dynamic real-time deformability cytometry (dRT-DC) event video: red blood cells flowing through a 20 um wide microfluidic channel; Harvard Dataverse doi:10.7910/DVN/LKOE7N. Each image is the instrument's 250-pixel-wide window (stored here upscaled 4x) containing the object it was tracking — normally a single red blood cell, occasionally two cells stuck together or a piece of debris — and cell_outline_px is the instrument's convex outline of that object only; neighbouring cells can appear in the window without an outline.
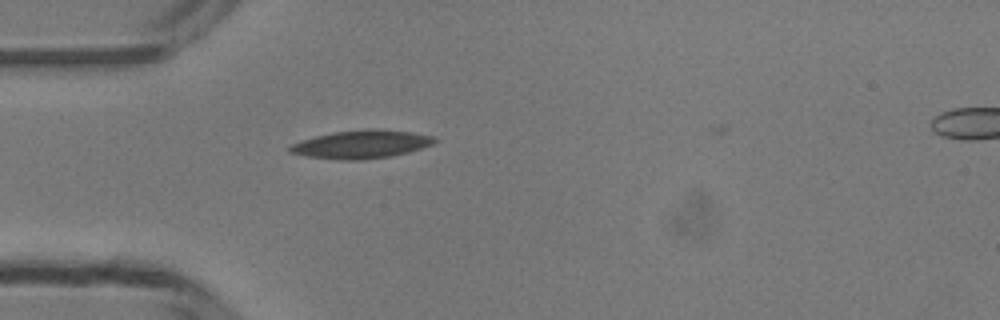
{"species": "common noctule bat (a hibernating species)", "species_latin": "Nyctalus noctula", "temperature_condition": "room temperature", "stored_images_in_passage": 36, "camera_frame_rate_fps": 3000, "um_per_image_px": 0.085, "animal": {"sex": "male", "body_mass_g": 13.3}, "frame": {"image": 1, "passage_image": 1, "time_ms": 0.0, "image_size_px": [1000, 320], "cell_outline_px": [[440, 140], [432, 144], [408, 152], [392, 156], [360, 160], [340, 160], [308, 156], [288, 152], [288, 148], [292, 144], [300, 140], [332, 132], [368, 128], [412, 132], [432, 136]], "centroid_in_image_um": [30.71, 12.26], "position_along_channel_um": 54.3, "area_um2": 23.76}}
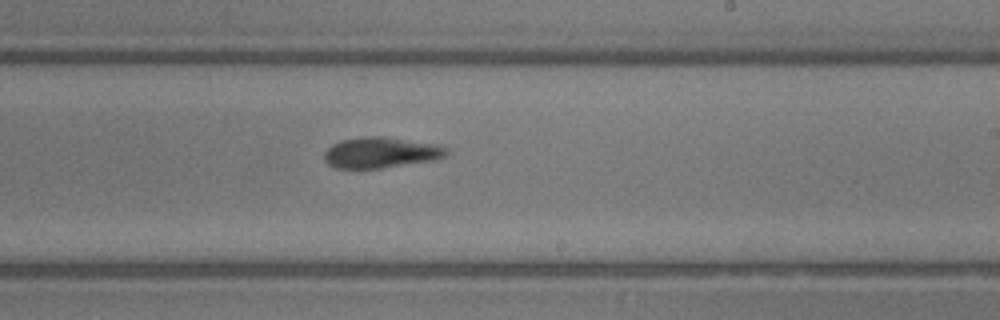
{"frame": {"image": 2, "passage_image": 16, "time_ms": 5.0, "image_size_px": [1000, 320], "cell_outline_px": [[448, 152], [440, 160], [380, 168], [336, 168], [328, 164], [324, 160], [324, 152], [332, 144], [340, 140], [364, 136], [380, 136], [440, 144], [448, 148]], "centroid_in_image_um": [32.41, 12.97], "position_along_channel_um": 256.6, "area_um2": 22.25}}
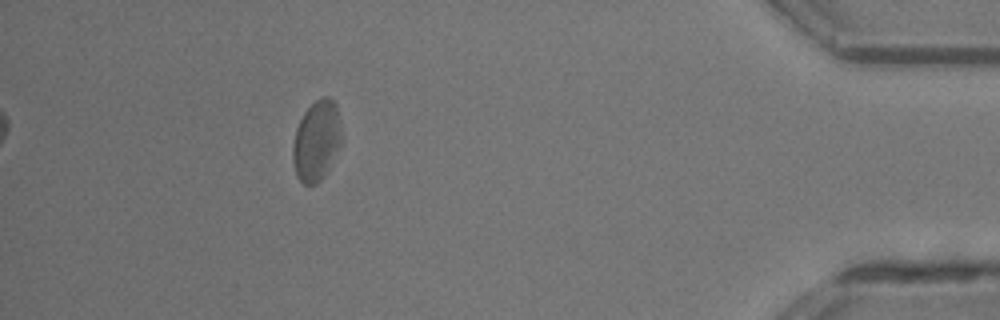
{"frame": {"image": 3, "passage_image": 31, "time_ms": 10.0, "image_size_px": [1000, 320], "cell_outline_px": [[340, 140], [328, 168], [324, 176], [316, 184], [304, 184], [296, 176], [292, 160], [292, 148], [296, 128], [304, 112], [320, 96], [328, 96], [336, 104], [340, 132]], "centroid_in_image_um": [26.85, 11.96], "position_along_channel_um": 408.3, "area_um2": 22.25}, "authors_computed_cell_mechanics": {"area_um2": 22.3108, "velocity_mm_per_s": 4.1798, "shape_relaxation_time_tau1_ms": null, "shape_relaxation_time_tau2_ms": 5.9103, "deformation_change_tau1": null, "deformation_change_tau2": 0.1479}}